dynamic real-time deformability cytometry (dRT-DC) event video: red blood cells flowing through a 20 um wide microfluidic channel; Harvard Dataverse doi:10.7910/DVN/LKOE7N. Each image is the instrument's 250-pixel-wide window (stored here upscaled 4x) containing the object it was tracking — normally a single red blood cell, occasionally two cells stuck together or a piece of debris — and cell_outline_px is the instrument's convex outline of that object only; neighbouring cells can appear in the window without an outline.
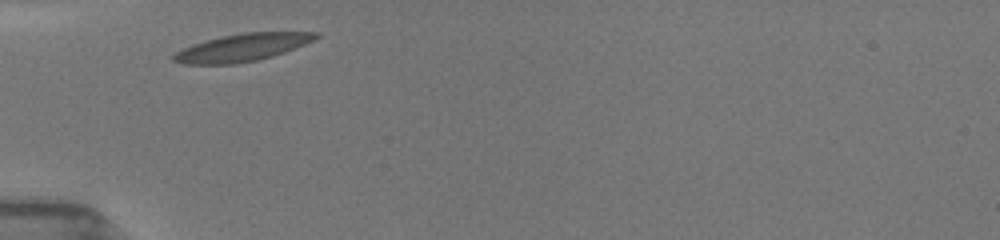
{"species": "common noctule bat (a hibernating species)", "species_latin": "Nyctalus noctula", "temperature_condition": "room temperature", "stored_images_in_passage": 26, "camera_frame_rate_fps": 3000, "um_per_image_px": 0.085, "animal": {"sex": "female", "body_mass_g": 19.5, "forearm_length_mm": 54.1}, "frame": {"image": 1, "passage_image": 1, "time_ms": 0.0, "image_size_px": [1000, 240], "cell_outline_px": [[320, 36], [304, 44], [284, 52], [272, 56], [256, 60], [232, 64], [184, 64], [172, 60], [172, 56], [176, 52], [192, 44], [220, 36], [244, 32], [320, 32]], "centroid_in_image_um": [20.57, 4.03], "position_along_channel_um": 64.4, "area_um2": 22.6}}
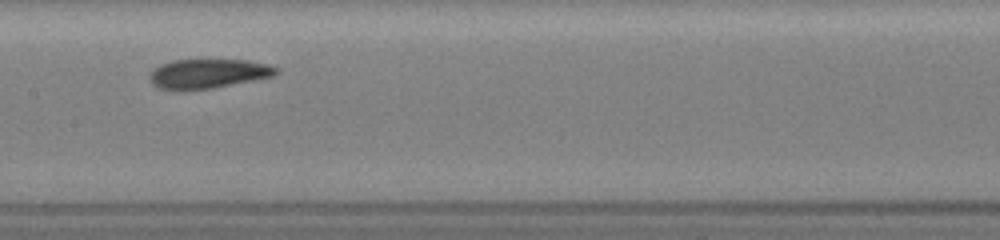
{"frame": {"image": 2, "passage_image": 10, "time_ms": 3.333, "image_size_px": [1000, 240], "cell_outline_px": [[280, 72], [272, 76], [212, 88], [184, 92], [176, 92], [160, 88], [152, 84], [148, 80], [148, 76], [160, 64], [172, 60], [248, 60], [268, 64], [276, 68]], "centroid_in_image_um": [17.62, 6.28], "position_along_channel_um": 189.8, "area_um2": 21.91}}
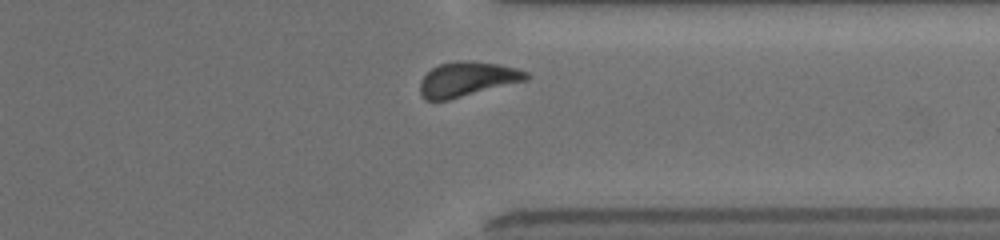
{"frame": {"image": 3, "passage_image": 23, "time_ms": 8.0, "image_size_px": [1000, 240], "cell_outline_px": [[532, 76], [528, 80], [448, 100], [424, 100], [420, 92], [420, 80], [432, 68], [440, 64], [456, 60], [468, 60], [500, 64], [516, 68], [528, 72]], "centroid_in_image_um": [39.74, 6.72], "position_along_channel_um": 371.7, "area_um2": 21.62}, "authors_computed_cell_mechanics": {"area_um2": 21.675, "velocity_mm_per_s": 3.9009, "shape_relaxation_time_tau1_ms": 2.2502, "shape_relaxation_time_tau2_ms": 1.5874, "deformation_change_tau1": 0.1131, "deformation_change_tau2": 0.0791}}